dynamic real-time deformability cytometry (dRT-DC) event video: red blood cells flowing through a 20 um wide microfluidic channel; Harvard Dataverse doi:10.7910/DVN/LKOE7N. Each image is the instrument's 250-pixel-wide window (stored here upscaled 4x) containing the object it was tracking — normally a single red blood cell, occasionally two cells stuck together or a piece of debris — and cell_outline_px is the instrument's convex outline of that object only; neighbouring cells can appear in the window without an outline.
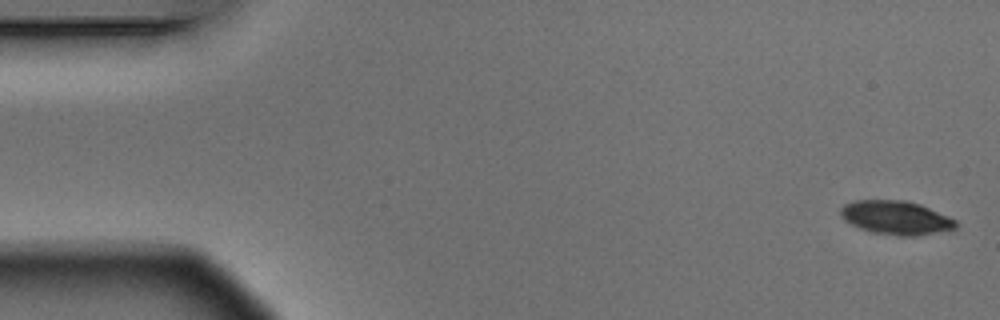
{"species": "Egyptian fruit bat (a non-hibernating species)", "species_latin": "Rousettus aegyptiacus", "temperature_condition": "warm", "stored_images_in_passage": 4, "camera_frame_rate_fps": 3000, "um_per_image_px": 0.085, "animal": {"sex": "male"}, "frame": {"image": 1, "passage_image": 1, "time_ms": 0.0, "image_size_px": [1000, 320], "cell_outline_px": [[956, 228], [912, 236], [896, 236], [872, 232], [860, 228], [844, 220], [840, 216], [840, 208], [844, 204], [852, 200], [904, 200], [920, 204], [948, 216], [956, 220]], "centroid_in_image_um": [76.1, 18.49], "position_along_channel_um": 8.9, "area_um2": 22.54}}
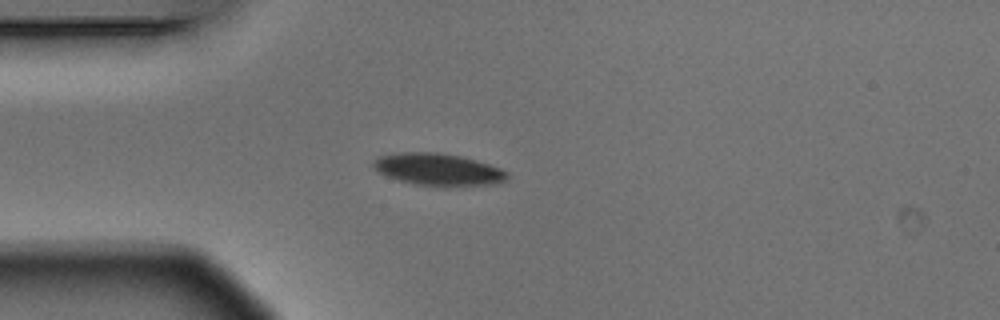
{"frame": {"image": 2, "passage_image": 4, "time_ms": 1.0, "image_size_px": [1000, 320], "cell_outline_px": [[508, 176], [500, 184], [448, 188], [416, 184], [400, 180], [388, 176], [380, 172], [372, 164], [380, 156], [400, 152], [436, 152], [460, 156], [476, 160], [500, 168], [508, 172]], "centroid_in_image_um": [37.33, 14.43], "position_along_channel_um": 47.7, "area_um2": 25.26}}